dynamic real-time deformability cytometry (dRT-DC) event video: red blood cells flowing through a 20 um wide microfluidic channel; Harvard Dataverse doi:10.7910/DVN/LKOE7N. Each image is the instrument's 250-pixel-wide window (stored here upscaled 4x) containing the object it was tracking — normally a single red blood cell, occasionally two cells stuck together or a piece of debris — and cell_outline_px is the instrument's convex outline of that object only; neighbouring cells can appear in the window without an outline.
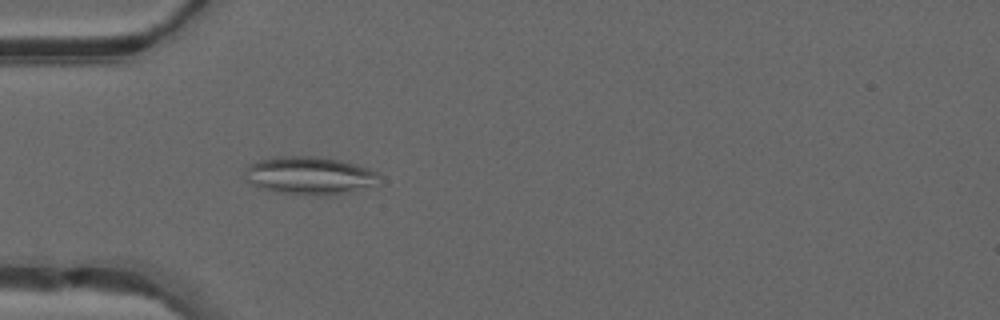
{"species": "common noctule bat (a hibernating species)", "species_latin": "Nyctalus noctula", "temperature_condition": "warm", "stored_images_in_passage": 44, "camera_frame_rate_fps": 3000, "um_per_image_px": 0.085, "animal": {"sex": "male", "forearm_length_mm": 52.5}, "frame": {"image": 1, "passage_image": 10, "time_ms": 3.0, "image_size_px": [1000, 320], "cell_outline_px": [[380, 176], [368, 184], [344, 192], [280, 192], [260, 188], [244, 180], [244, 168], [248, 164], [256, 160], [276, 156], [320, 156], [340, 160], [356, 164], [376, 172]], "centroid_in_image_um": [26.11, 14.83], "position_along_channel_um": 58.9, "area_um2": 28.26}}
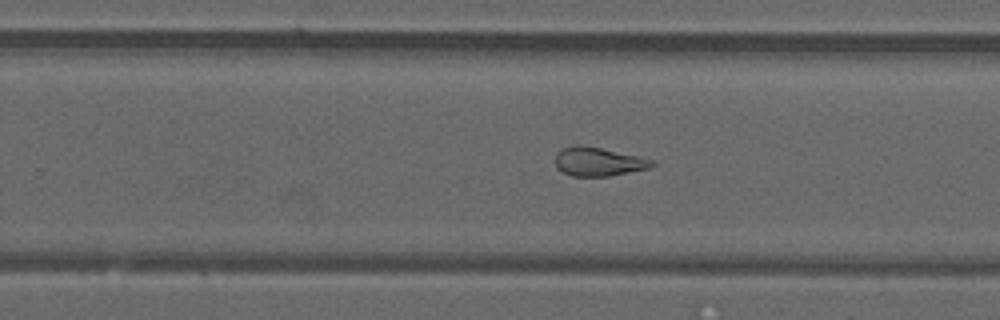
{"frame": {"image": 2, "passage_image": 26, "time_ms": 8.333, "image_size_px": [1000, 320], "cell_outline_px": [[656, 164], [648, 168], [608, 176], [572, 176], [556, 168], [556, 152], [564, 148], [580, 144], [600, 148], [656, 160]], "centroid_in_image_um": [50.86, 13.74], "position_along_channel_um": 278.9, "area_um2": 16.01}}
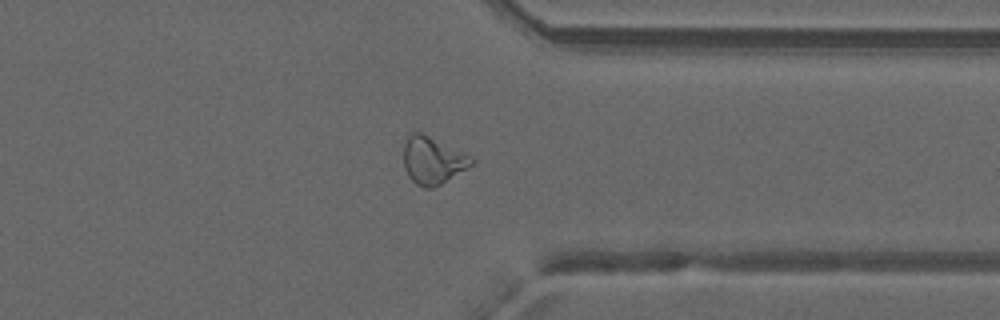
{"frame": {"image": 3, "passage_image": 33, "time_ms": 10.667, "image_size_px": [1000, 320], "cell_outline_px": [[476, 164], [440, 184], [432, 188], [424, 188], [416, 184], [408, 176], [404, 168], [404, 144], [408, 132], [420, 132], [472, 156], [476, 160]], "centroid_in_image_um": [36.79, 13.63], "position_along_channel_um": 374.6, "area_um2": 18.9}, "authors_computed_cell_mechanics": {"area_um2": 19.7098, "velocity_mm_per_s": 4.2194, "shape_relaxation_time_tau1_ms": null, "shape_relaxation_time_tau2_ms": 1.681, "deformation_change_tau1": null, "deformation_change_tau2": 0.096}}